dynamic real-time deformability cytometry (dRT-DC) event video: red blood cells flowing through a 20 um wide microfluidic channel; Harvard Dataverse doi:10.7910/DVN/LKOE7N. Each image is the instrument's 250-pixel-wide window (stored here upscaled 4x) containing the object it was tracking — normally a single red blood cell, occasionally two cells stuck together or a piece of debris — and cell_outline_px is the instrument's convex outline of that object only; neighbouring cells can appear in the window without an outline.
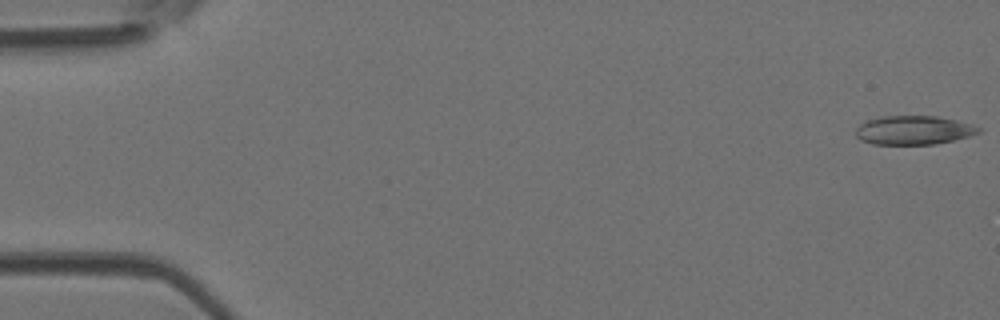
{"species": "Egyptian fruit bat (a non-hibernating species)", "species_latin": "Rousettus aegyptiacus", "temperature_condition": "room temperature", "stored_images_in_passage": 50, "camera_frame_rate_fps": 3000, "um_per_image_px": 0.085, "animal": {"sex": "female"}, "frame": {"image": 1, "passage_image": 1, "time_ms": 0.0, "image_size_px": [1000, 320], "cell_outline_px": [[980, 132], [968, 136], [936, 144], [872, 144], [860, 140], [856, 136], [856, 128], [860, 124], [868, 120], [884, 116], [936, 116], [956, 120], [972, 124], [980, 128]], "centroid_in_image_um": [77.64, 11.06], "position_along_channel_um": 7.4, "area_um2": 20.52}}
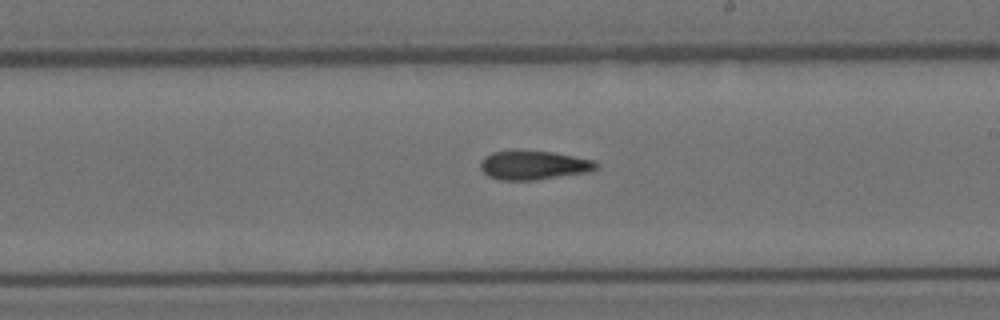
{"frame": {"image": 2, "passage_image": 29, "time_ms": 9.333, "image_size_px": [1000, 320], "cell_outline_px": [[600, 168], [592, 172], [536, 180], [500, 180], [488, 176], [480, 168], [480, 160], [484, 156], [492, 152], [516, 148], [552, 152], [596, 160], [600, 164]], "centroid_in_image_um": [45.39, 14.01], "position_along_channel_um": 243.6, "area_um2": 20.46}}
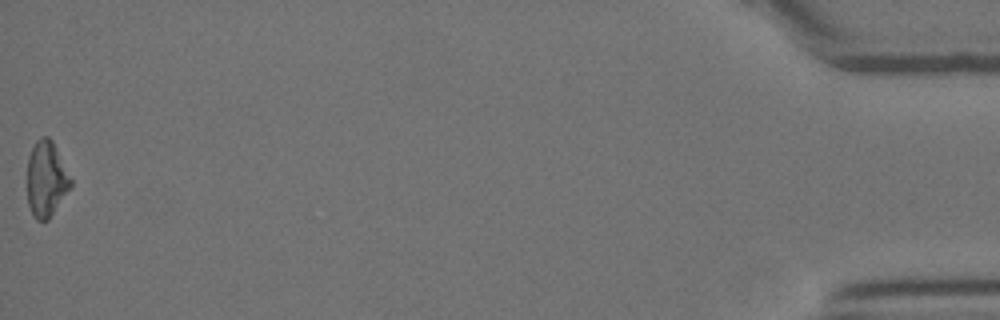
{"frame": {"image": 3, "passage_image": 50, "time_ms": 16.333, "image_size_px": [1000, 320], "cell_outline_px": [[72, 184], [48, 220], [36, 220], [28, 204], [28, 156], [36, 140], [40, 136], [48, 136], [52, 140], [72, 180]], "centroid_in_image_um": [3.92, 15.19], "position_along_channel_um": 431.3, "area_um2": 18.84}, "authors_computed_cell_mechanics": {"area_um2": 19.941, "velocity_mm_per_s": 4.0775, "shape_relaxation_time_tau1_ms": null, "shape_relaxation_time_tau2_ms": 6.4447, "deformation_change_tau1": null, "deformation_change_tau2": 0.1699}}